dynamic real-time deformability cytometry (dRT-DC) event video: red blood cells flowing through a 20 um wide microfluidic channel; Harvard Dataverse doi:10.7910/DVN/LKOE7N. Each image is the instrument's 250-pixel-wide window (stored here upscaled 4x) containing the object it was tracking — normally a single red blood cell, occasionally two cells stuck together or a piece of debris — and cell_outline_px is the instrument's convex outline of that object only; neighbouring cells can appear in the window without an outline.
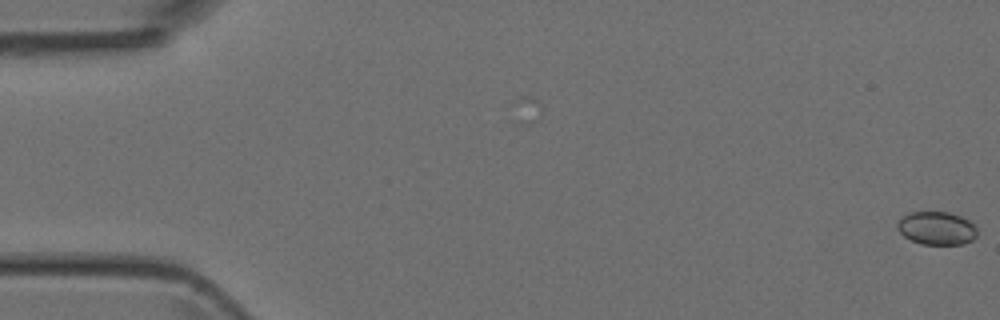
{"species": "Egyptian fruit bat (a non-hibernating species)", "species_latin": "Rousettus aegyptiacus", "temperature_condition": "room temperature", "stored_images_in_passage": 51, "camera_frame_rate_fps": 3000, "um_per_image_px": 0.085, "animal": {"sex": "female"}, "frame": {"image": 1, "passage_image": 1, "time_ms": 0.0, "image_size_px": [1000, 320], "cell_outline_px": [[976, 236], [972, 240], [964, 244], [920, 244], [904, 236], [896, 228], [896, 224], [904, 216], [912, 212], [948, 212], [960, 216], [968, 220], [976, 228]], "centroid_in_image_um": [79.61, 19.4], "position_along_channel_um": 5.4, "area_um2": 15.26}}
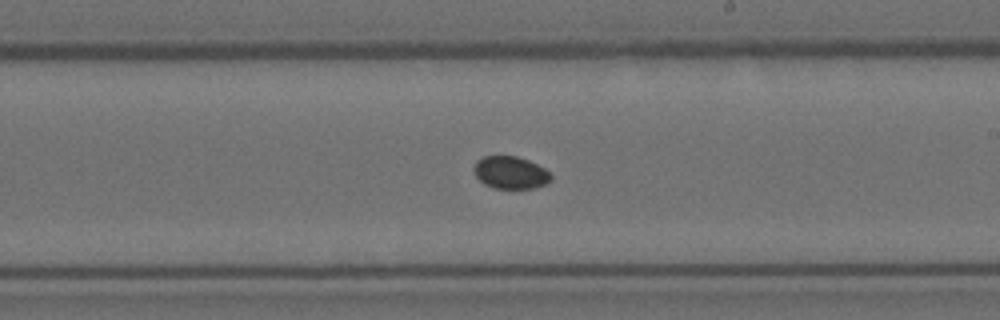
{"frame": {"image": 2, "passage_image": 30, "time_ms": 9.667, "image_size_px": [1000, 320], "cell_outline_px": [[552, 180], [544, 184], [532, 188], [492, 188], [484, 184], [476, 176], [476, 160], [484, 156], [516, 156], [528, 160], [552, 172]], "centroid_in_image_um": [43.43, 14.67], "position_along_channel_um": 245.6, "area_um2": 14.45}}
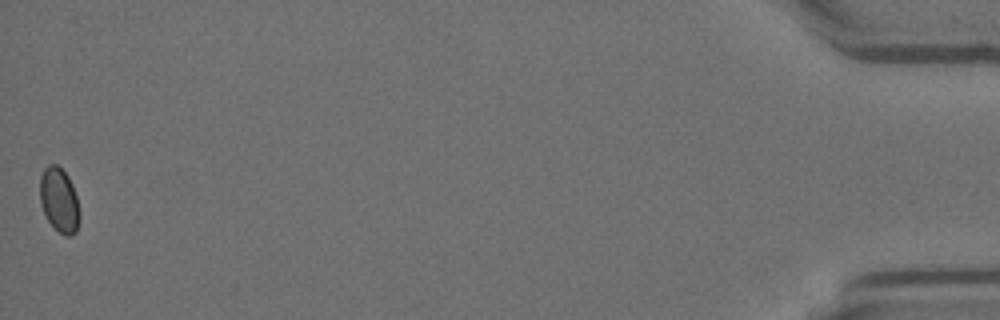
{"frame": {"image": 3, "passage_image": 51, "time_ms": 16.667, "image_size_px": [1000, 320], "cell_outline_px": [[80, 220], [76, 232], [72, 236], [64, 236], [48, 220], [40, 204], [40, 176], [44, 168], [48, 164], [56, 164], [68, 176], [72, 184], [76, 196], [80, 212]], "centroid_in_image_um": [5.04, 17.01], "position_along_channel_um": 430.2, "area_um2": 14.97}}